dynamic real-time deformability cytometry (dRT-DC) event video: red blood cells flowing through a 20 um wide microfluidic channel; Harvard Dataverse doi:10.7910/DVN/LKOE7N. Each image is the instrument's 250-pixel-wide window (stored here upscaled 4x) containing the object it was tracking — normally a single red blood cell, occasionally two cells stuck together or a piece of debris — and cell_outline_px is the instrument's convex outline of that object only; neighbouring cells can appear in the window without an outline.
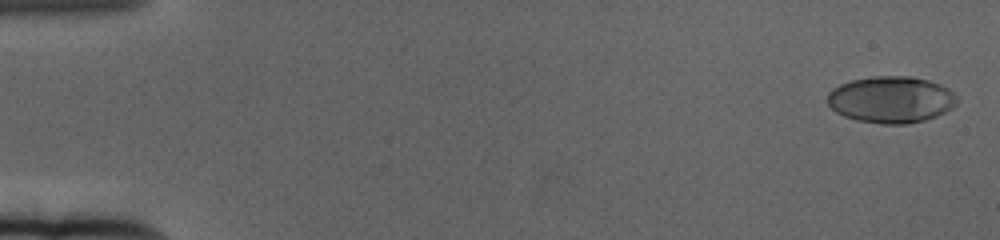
{"species": "human", "species_latin": "Homo sapiens", "temperature_condition": "cold", "stored_images_in_passage": 61, "camera_frame_rate_fps": 3000, "um_per_image_px": 0.085, "donor": {"sex": "female"}, "frame": {"image": 1, "passage_image": 2, "time_ms": 0.333, "image_size_px": [1000, 240], "cell_outline_px": [[956, 104], [952, 108], [936, 116], [924, 120], [908, 124], [880, 124], [856, 120], [844, 116], [836, 112], [828, 104], [828, 92], [832, 88], [840, 84], [852, 80], [872, 76], [912, 76], [928, 80], [940, 84], [948, 88], [956, 96]], "centroid_in_image_um": [75.73, 8.46], "position_along_channel_um": 9.3, "area_um2": 35.32}}
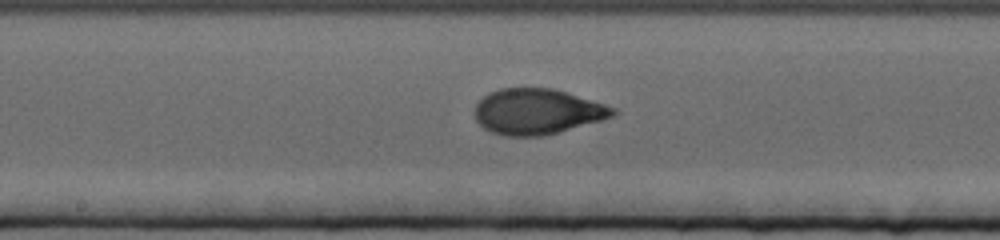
{"frame": {"image": 2, "passage_image": 33, "time_ms": 10.667, "image_size_px": [1000, 240], "cell_outline_px": [[620, 112], [604, 120], [544, 136], [504, 136], [492, 132], [484, 128], [476, 120], [476, 104], [488, 92], [500, 88], [552, 88], [604, 104], [616, 108]], "centroid_in_image_um": [45.68, 9.49], "position_along_channel_um": 202.5, "area_um2": 36.7}}
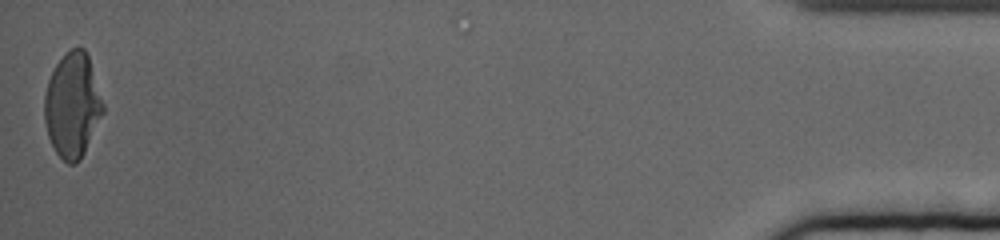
{"frame": {"image": 3, "passage_image": 61, "time_ms": 20.0, "image_size_px": [1000, 240], "cell_outline_px": [[104, 112], [80, 160], [76, 164], [68, 164], [56, 152], [48, 136], [44, 120], [44, 96], [48, 80], [56, 64], [72, 48], [84, 48], [88, 56], [104, 104]], "centroid_in_image_um": [6.15, 8.97], "position_along_channel_um": 429.0, "area_um2": 35.37}, "authors_computed_cell_mechanics": {"area_um2": 35.3736, "velocity_mm_per_s": 3.3578, "shape_relaxation_time_tau1_ms": 3.7826, "shape_relaxation_time_tau2_ms": null, "deformation_change_tau1": 0.2032, "deformation_change_tau2": null}}